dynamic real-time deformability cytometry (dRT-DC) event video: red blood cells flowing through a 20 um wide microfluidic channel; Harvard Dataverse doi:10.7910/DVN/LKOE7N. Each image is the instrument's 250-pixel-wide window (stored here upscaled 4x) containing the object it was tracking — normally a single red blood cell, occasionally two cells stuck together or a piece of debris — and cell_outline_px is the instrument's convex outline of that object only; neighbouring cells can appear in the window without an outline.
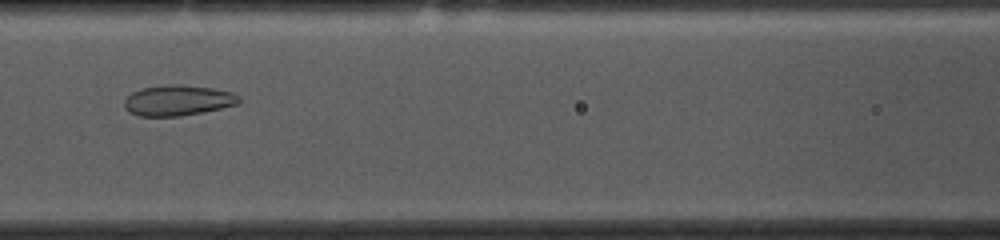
{"species": "common noctule bat (a hibernating species)", "species_latin": "Nyctalus noctula", "temperature_condition": "cold", "stored_images_in_passage": 49, "camera_frame_rate_fps": 3000, "um_per_image_px": 0.085, "animal": {"sex": "female", "body_mass_g": 10.0, "forearm_length_mm": 53.1}, "frame": {"image": 1, "passage_image": 18, "time_ms": 5.667, "image_size_px": [1000, 240], "cell_outline_px": [[244, 100], [240, 104], [180, 116], [140, 116], [128, 112], [124, 108], [124, 100], [132, 92], [144, 88], [176, 84], [180, 84], [212, 88], [232, 92], [240, 96]], "centroid_in_image_um": [15.15, 8.54], "position_along_channel_um": 151.4, "area_um2": 20.4}}
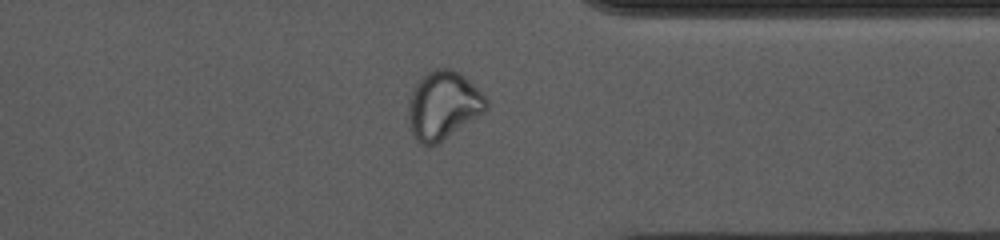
{"frame": {"image": 2, "passage_image": 37, "time_ms": 12.0, "image_size_px": [1000, 240], "cell_outline_px": [[488, 108], [484, 112], [436, 144], [416, 144], [412, 136], [408, 124], [408, 104], [412, 88], [428, 72], [436, 68], [452, 68], [460, 72], [488, 100]], "centroid_in_image_um": [37.63, 8.96], "position_along_channel_um": 373.8, "area_um2": 30.81}}
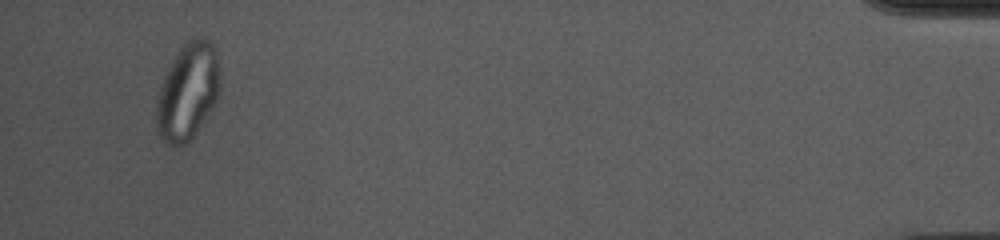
{"frame": {"image": 3, "passage_image": 47, "time_ms": 15.333, "image_size_px": [1000, 240], "cell_outline_px": [[220, 88], [216, 100], [212, 108], [192, 136], [184, 144], [168, 144], [160, 136], [156, 128], [156, 104], [160, 88], [164, 76], [172, 60], [180, 48], [192, 36], [204, 36], [216, 48], [220, 72]], "centroid_in_image_um": [15.97, 7.71], "position_along_channel_um": 419.2, "area_um2": 35.66}}